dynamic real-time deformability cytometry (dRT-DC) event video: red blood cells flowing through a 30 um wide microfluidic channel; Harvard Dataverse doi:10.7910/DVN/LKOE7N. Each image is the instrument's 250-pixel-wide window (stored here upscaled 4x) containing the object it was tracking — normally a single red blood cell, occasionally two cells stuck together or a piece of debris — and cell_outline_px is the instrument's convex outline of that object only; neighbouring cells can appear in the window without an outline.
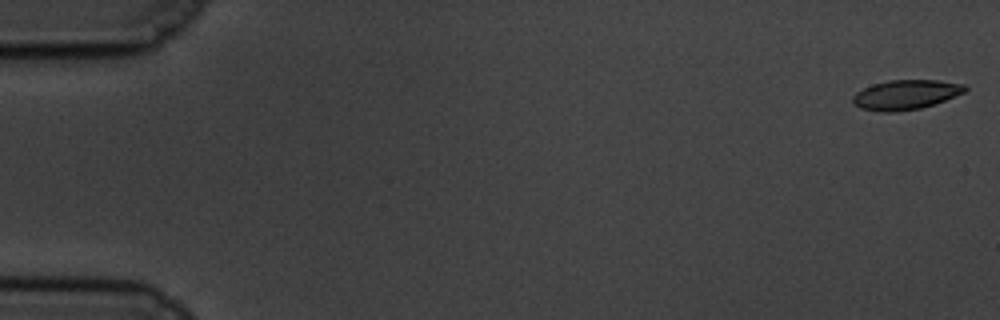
{"species": "common noctule bat (a hibernating species)", "species_latin": "Nyctalus noctula", "temperature_condition": "cold", "stored_images_in_passage": 58, "camera_frame_rate_fps": 3000, "um_per_image_px": 0.085, "animal": {"sex": "male", "body_mass_g": 19.5, "forearm_length_mm": 54.6}, "frame": {"image": 1, "passage_image": 1, "time_ms": 0.0, "image_size_px": [1000, 320], "cell_outline_px": [[968, 88], [964, 92], [944, 100], [920, 108], [896, 112], [880, 112], [860, 108], [852, 100], [852, 96], [856, 92], [872, 84], [888, 80], [936, 80], [964, 84]], "centroid_in_image_um": [76.96, 8.04], "position_along_channel_um": 8.0, "area_um2": 19.25}}
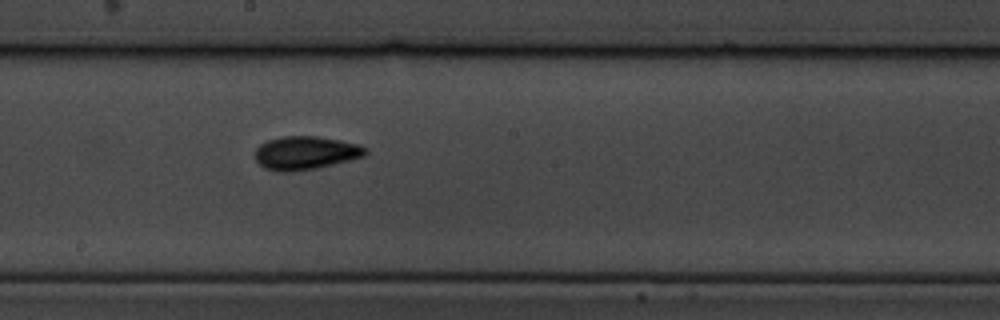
{"frame": {"image": 2, "passage_image": 32, "time_ms": 10.333, "image_size_px": [1000, 320], "cell_outline_px": [[368, 152], [364, 156], [316, 168], [292, 172], [276, 172], [264, 168], [256, 160], [256, 148], [260, 144], [268, 140], [284, 136], [316, 136], [340, 140], [360, 144], [368, 148]], "centroid_in_image_um": [25.97, 13.0], "position_along_channel_um": 222.2, "area_um2": 21.5}}
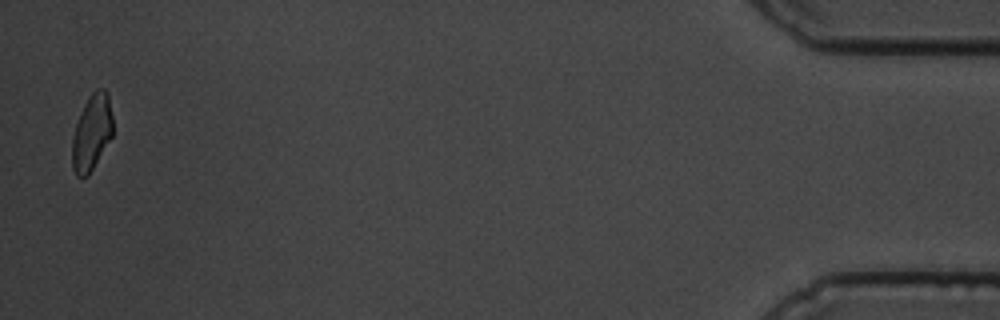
{"frame": {"image": 3, "passage_image": 57, "time_ms": 18.667, "image_size_px": [1000, 320], "cell_outline_px": [[112, 136], [88, 176], [76, 176], [72, 168], [72, 140], [76, 124], [80, 112], [88, 96], [96, 88], [104, 88], [108, 92], [112, 116]], "centroid_in_image_um": [7.8, 11.23], "position_along_channel_um": 427.4, "area_um2": 18.03}, "authors_computed_cell_mechanics": {"area_um2": 19.5942, "velocity_mm_per_s": 3.4855, "shape_relaxation_time_tau1_ms": 4.1157, "shape_relaxation_time_tau2_ms": 4.2611, "deformation_change_tau1": 0.0995, "deformation_change_tau2": 0.0714}}